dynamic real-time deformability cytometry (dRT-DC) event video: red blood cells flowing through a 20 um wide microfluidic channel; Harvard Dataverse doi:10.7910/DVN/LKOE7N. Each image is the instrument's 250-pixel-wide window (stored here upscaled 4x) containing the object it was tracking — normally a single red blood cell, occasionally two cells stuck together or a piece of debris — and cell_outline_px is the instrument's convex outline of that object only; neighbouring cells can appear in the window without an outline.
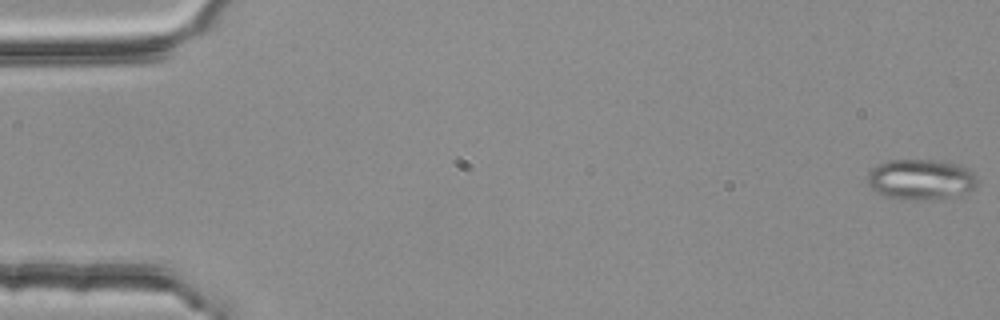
{"species": "common noctule bat (a hibernating species)", "species_latin": "Nyctalus noctula", "temperature_condition": "room temperature", "stored_images_in_passage": 5, "camera_frame_rate_fps": 3000, "um_per_image_px": 0.085, "animal": {"sex": "female", "body_mass_g": 25.1}, "frame": {"image": 1, "passage_image": 1, "time_ms": 0.0, "image_size_px": [1000, 320], "cell_outline_px": [[976, 184], [968, 192], [940, 196], [888, 196], [876, 192], [868, 184], [868, 172], [872, 168], [888, 160], [944, 160], [968, 168], [976, 176]], "centroid_in_image_um": [78.25, 15.16], "position_along_channel_um": 6.7, "area_um2": 24.45}}
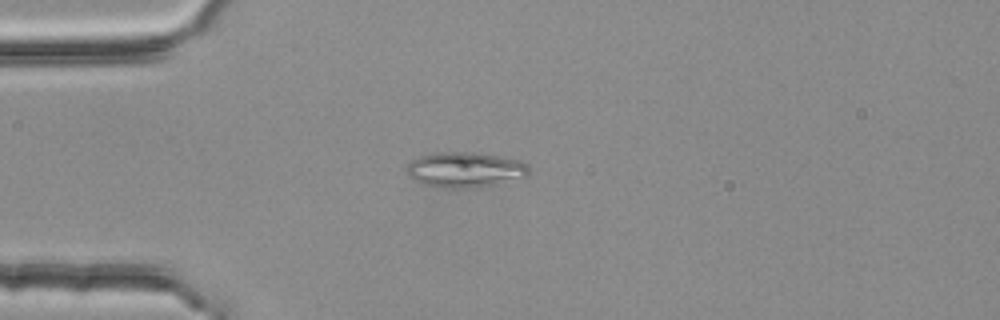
{"frame": {"image": 2, "passage_image": 4, "time_ms": 1.0, "image_size_px": [1000, 320], "cell_outline_px": [[528, 176], [480, 188], [452, 188], [420, 184], [412, 180], [408, 176], [408, 164], [412, 160], [420, 156], [444, 152], [472, 152], [500, 156], [516, 160], [528, 164]], "centroid_in_image_um": [39.53, 14.44], "position_along_channel_um": 45.5, "area_um2": 25.09}}
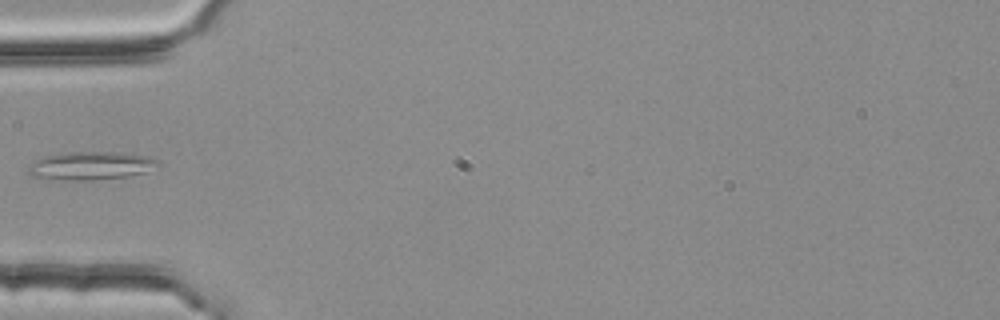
{"frame": {"image": 3, "passage_image": 5, "time_ms": 1.333, "image_size_px": [1000, 320], "cell_outline_px": [[160, 164], [148, 172], [128, 176], [96, 180], [60, 180], [32, 176], [28, 172], [28, 164], [32, 160], [44, 156], [64, 152], [120, 152], [148, 156], [160, 160]], "centroid_in_image_um": [7.72, 14.08], "position_along_channel_um": 77.3, "area_um2": 21.73}}